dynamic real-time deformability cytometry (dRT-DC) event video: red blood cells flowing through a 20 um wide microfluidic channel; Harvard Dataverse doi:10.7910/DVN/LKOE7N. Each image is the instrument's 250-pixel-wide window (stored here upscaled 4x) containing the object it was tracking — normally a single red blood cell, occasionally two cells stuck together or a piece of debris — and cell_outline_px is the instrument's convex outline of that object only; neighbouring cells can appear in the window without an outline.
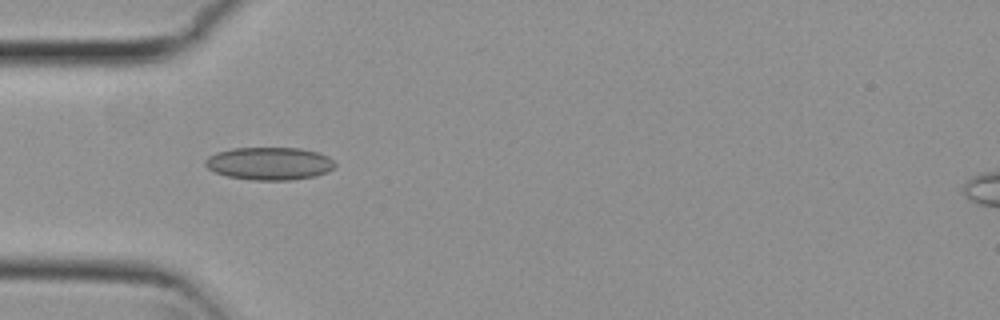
{"species": "common noctule bat (a hibernating species)", "species_latin": "Nyctalus noctula", "temperature_condition": "cold", "stored_images_in_passage": 4, "camera_frame_rate_fps": 3000, "um_per_image_px": 0.085, "animal": {"sex": "female", "body_mass_g": 29.2, "forearm_length_mm": 56.3}, "frame": {"image": 1, "passage_image": 1, "time_ms": 0.0, "image_size_px": [1000, 320], "cell_outline_px": [[336, 164], [328, 172], [312, 176], [292, 180], [252, 180], [228, 176], [216, 172], [208, 168], [204, 164], [204, 160], [208, 156], [216, 152], [232, 148], [300, 148], [316, 152], [328, 156]], "centroid_in_image_um": [22.87, 13.89], "position_along_channel_um": 62.1, "area_um2": 24.68}}
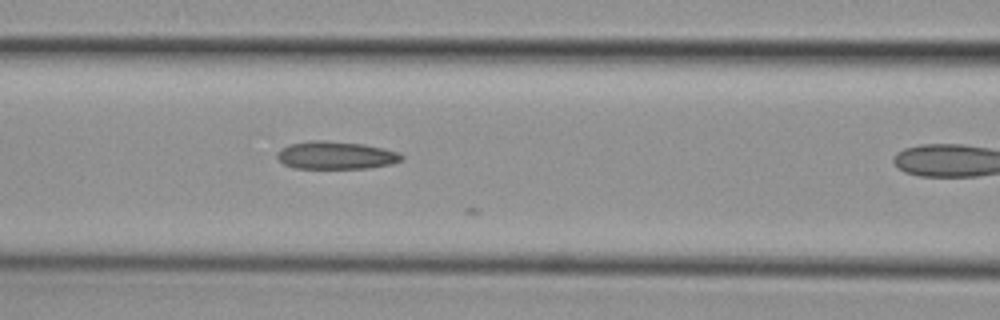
{"frame": {"image": 2, "passage_image": 3, "time_ms": 0.667, "image_size_px": [1000, 320], "cell_outline_px": [[404, 160], [392, 164], [368, 168], [292, 168], [284, 164], [276, 156], [276, 152], [280, 148], [288, 144], [312, 140], [324, 140], [364, 144], [400, 152], [404, 156]], "centroid_in_image_um": [28.55, 13.19], "position_along_channel_um": 138.0, "area_um2": 20.4}}